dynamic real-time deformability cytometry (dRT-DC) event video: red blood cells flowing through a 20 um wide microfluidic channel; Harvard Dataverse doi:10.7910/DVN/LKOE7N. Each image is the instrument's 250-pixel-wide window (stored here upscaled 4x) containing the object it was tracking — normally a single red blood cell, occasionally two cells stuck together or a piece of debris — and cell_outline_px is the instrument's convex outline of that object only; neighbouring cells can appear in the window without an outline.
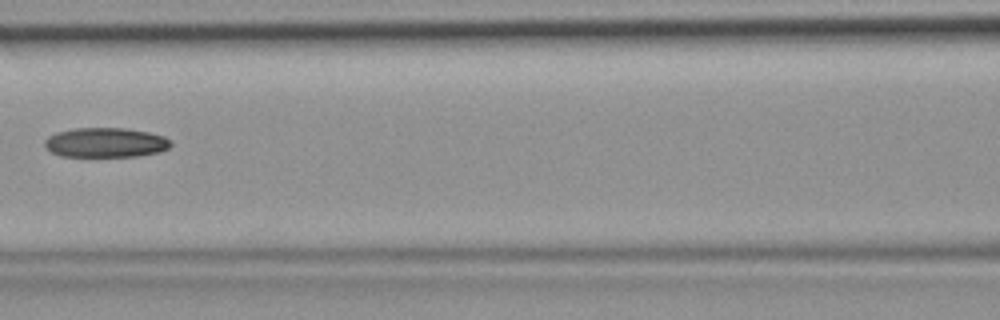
{"species": "common noctule bat (a hibernating species)", "species_latin": "Nyctalus noctula", "temperature_condition": "room temperature", "stored_images_in_passage": 6, "camera_frame_rate_fps": 3000, "um_per_image_px": 0.085, "animal": {"sex": "female", "body_mass_g": 19.9}, "frame": {"image": 1, "passage_image": 6, "time_ms": 1.667, "image_size_px": [1000, 320], "cell_outline_px": [[172, 144], [168, 148], [160, 152], [140, 156], [60, 156], [52, 152], [44, 144], [44, 140], [48, 136], [56, 132], [76, 128], [124, 128], [148, 132], [164, 136], [172, 140]], "centroid_in_image_um": [9.0, 12.11], "position_along_channel_um": 157.6, "area_um2": 21.85}}